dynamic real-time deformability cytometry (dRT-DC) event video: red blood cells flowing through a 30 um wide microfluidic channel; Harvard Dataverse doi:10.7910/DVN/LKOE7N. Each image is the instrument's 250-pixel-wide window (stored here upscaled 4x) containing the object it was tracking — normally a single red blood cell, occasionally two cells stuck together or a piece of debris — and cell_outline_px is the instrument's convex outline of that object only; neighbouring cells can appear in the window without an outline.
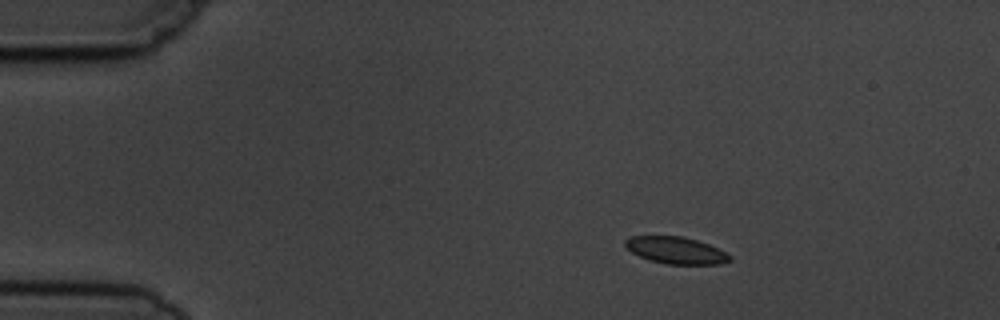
{"species": "common noctule bat (a hibernating species)", "species_latin": "Nyctalus noctula", "temperature_condition": "cold", "stored_images_in_passage": 5, "segment_of_instrument_passage": [1, 2], "camera_frame_rate_fps": 3000, "um_per_image_px": 0.085, "animal": {"sex": "male", "body_mass_g": 19.5, "forearm_length_mm": 54.6}, "frame": {"image": 1, "passage_image": 2, "time_ms": 1.333, "image_size_px": [1000, 320], "cell_outline_px": [[732, 260], [720, 264], [668, 264], [648, 260], [632, 252], [624, 244], [624, 240], [628, 236], [684, 236], [708, 244], [732, 256]], "centroid_in_image_um": [57.44, 21.27], "position_along_channel_um": 27.6, "area_um2": 16.36}}